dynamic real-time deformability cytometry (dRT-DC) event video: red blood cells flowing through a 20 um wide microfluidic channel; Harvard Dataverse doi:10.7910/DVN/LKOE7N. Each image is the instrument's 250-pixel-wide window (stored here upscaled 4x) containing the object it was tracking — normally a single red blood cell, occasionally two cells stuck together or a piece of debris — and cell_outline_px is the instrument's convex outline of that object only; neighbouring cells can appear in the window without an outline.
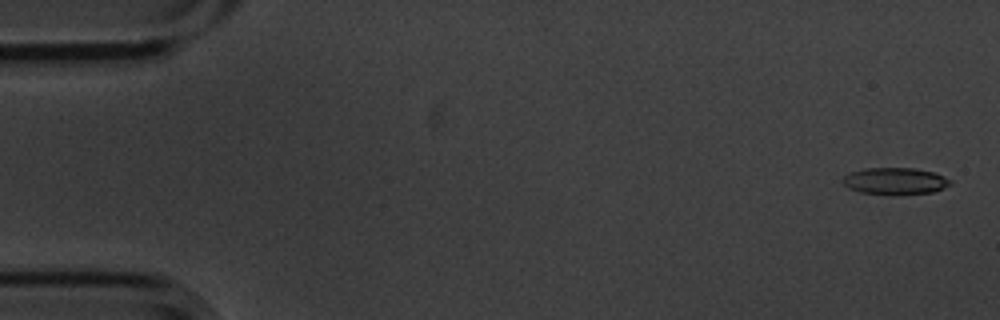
{"species": "common noctule bat (a hibernating species)", "species_latin": "Nyctalus noctula", "temperature_condition": "cold", "stored_images_in_passage": 5, "camera_frame_rate_fps": 3000, "um_per_image_px": 0.085, "animal": {"sex": "male", "body_mass_g": 20.1, "forearm_length_mm": 53.5}, "frame": {"image": 1, "passage_image": 1, "time_ms": 0.0, "image_size_px": [1000, 320], "cell_outline_px": [[952, 184], [944, 188], [932, 192], [896, 196], [860, 192], [848, 188], [840, 180], [844, 176], [852, 172], [864, 168], [912, 168], [936, 172], [952, 180]], "centroid_in_image_um": [76.1, 15.4], "position_along_channel_um": 8.9, "area_um2": 17.22}}
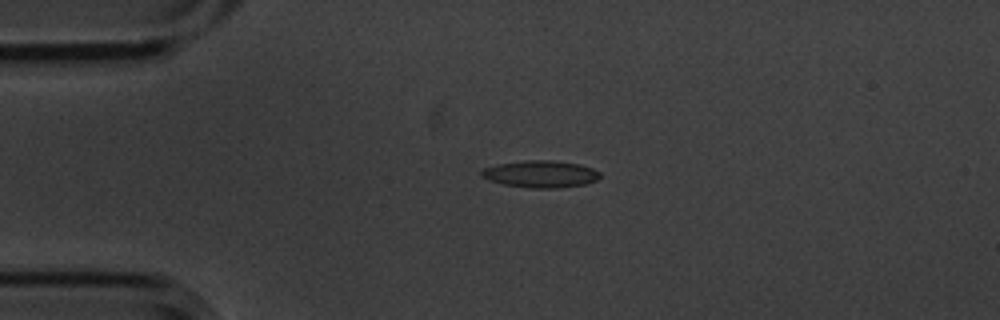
{"frame": {"image": 2, "passage_image": 4, "time_ms": 1.0, "image_size_px": [1000, 320], "cell_outline_px": [[600, 176], [596, 180], [588, 184], [560, 188], [532, 188], [504, 184], [488, 180], [480, 176], [480, 172], [484, 168], [496, 164], [524, 160], [552, 160], [580, 164], [592, 168], [600, 172]], "centroid_in_image_um": [45.95, 14.79], "position_along_channel_um": 39.0, "area_um2": 18.84}}